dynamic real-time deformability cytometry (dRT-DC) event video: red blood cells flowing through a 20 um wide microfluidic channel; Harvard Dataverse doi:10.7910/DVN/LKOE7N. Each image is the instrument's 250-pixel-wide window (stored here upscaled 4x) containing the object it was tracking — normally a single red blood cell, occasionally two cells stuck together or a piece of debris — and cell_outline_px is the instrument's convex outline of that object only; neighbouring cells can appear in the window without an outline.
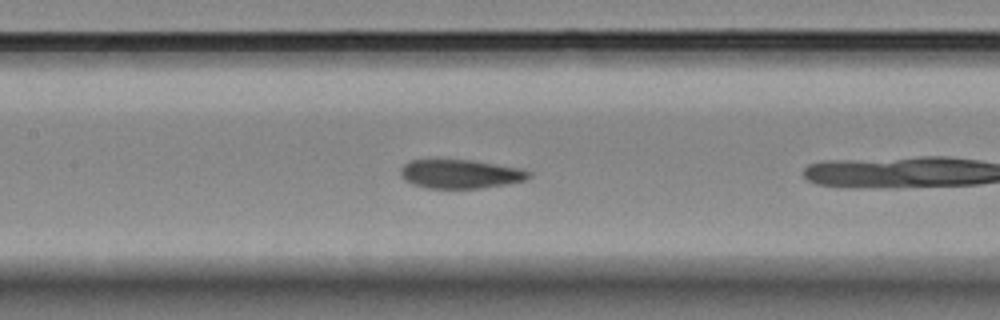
{"species": "Egyptian fruit bat (a non-hibernating species)", "species_latin": "Rousettus aegyptiacus", "temperature_condition": "room temperature", "stored_images_in_passage": 11, "camera_frame_rate_fps": 3000, "um_per_image_px": 0.085, "animal": {"sex": "female"}, "frame": {"image": 1, "passage_image": 10, "time_ms": 3.0, "image_size_px": [1000, 320], "cell_outline_px": [[532, 176], [524, 180], [508, 184], [480, 188], [428, 188], [412, 184], [404, 180], [400, 176], [400, 168], [404, 164], [412, 160], [472, 160], [520, 168], [532, 172]], "centroid_in_image_um": [39.13, 14.79], "position_along_channel_um": 168.3, "area_um2": 21.62}}